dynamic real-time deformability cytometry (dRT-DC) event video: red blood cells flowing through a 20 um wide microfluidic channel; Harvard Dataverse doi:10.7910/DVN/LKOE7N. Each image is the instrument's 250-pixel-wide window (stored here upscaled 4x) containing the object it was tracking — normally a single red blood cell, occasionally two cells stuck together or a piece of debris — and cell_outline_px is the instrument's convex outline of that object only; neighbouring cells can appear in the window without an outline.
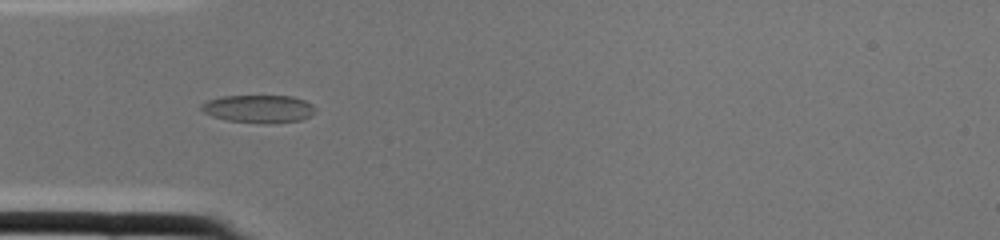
{"species": "common noctule bat (a hibernating species)", "species_latin": "Nyctalus noctula", "temperature_condition": "cold", "stored_images_in_passage": 2, "camera_frame_rate_fps": 3000, "um_per_image_px": 0.085, "animal": {"sex": "female", "body_mass_g": 22.0, "forearm_length_mm": 56.7}, "frame": {"image": 1, "passage_image": 2, "time_ms": 0.333, "image_size_px": [1000, 240], "cell_outline_px": [[316, 112], [300, 120], [264, 124], [228, 120], [212, 116], [204, 112], [200, 108], [200, 104], [208, 100], [220, 96], [292, 96], [304, 100], [312, 104], [316, 108]], "centroid_in_image_um": [21.98, 9.24], "position_along_channel_um": 63.0, "area_um2": 18.5}}